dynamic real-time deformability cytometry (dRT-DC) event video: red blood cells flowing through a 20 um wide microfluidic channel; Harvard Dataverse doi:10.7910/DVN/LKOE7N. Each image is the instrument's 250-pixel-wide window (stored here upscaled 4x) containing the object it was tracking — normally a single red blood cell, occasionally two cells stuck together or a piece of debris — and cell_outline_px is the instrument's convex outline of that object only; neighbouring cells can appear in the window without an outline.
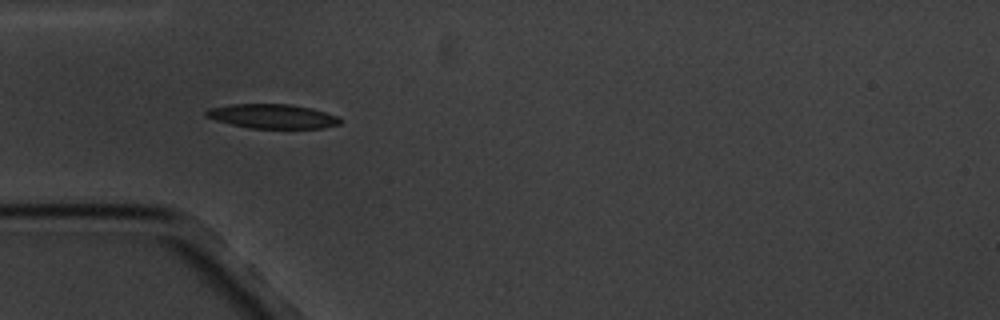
{"species": "common noctule bat (a hibernating species)", "species_latin": "Nyctalus noctula", "temperature_condition": "cold", "stored_images_in_passage": 5, "camera_frame_rate_fps": 3000, "um_per_image_px": 0.085, "animal": {"sex": "male", "body_mass_g": 20.1, "forearm_length_mm": 53.5}, "frame": {"image": 1, "passage_image": 4, "time_ms": 3.667, "image_size_px": [1000, 320], "cell_outline_px": [[340, 124], [324, 128], [252, 128], [232, 124], [216, 120], [204, 116], [204, 112], [208, 108], [232, 104], [288, 104], [312, 108], [336, 116], [340, 120]], "centroid_in_image_um": [23.13, 9.88], "position_along_channel_um": 61.9, "area_um2": 18.84}}
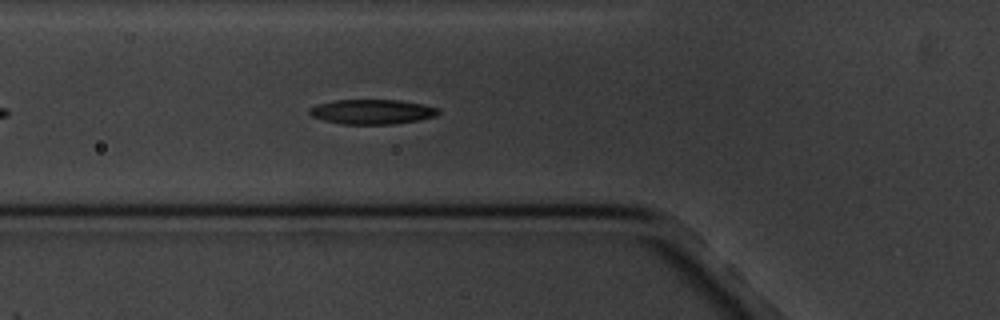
{"frame": {"image": 2, "passage_image": 5, "time_ms": 4.667, "image_size_px": [1000, 320], "cell_outline_px": [[440, 112], [436, 116], [420, 120], [392, 124], [340, 124], [324, 120], [312, 116], [308, 112], [308, 108], [320, 104], [336, 100], [400, 100], [424, 104], [440, 108]], "centroid_in_image_um": [31.67, 9.5], "position_along_channel_um": 94.1, "area_um2": 18.67}}